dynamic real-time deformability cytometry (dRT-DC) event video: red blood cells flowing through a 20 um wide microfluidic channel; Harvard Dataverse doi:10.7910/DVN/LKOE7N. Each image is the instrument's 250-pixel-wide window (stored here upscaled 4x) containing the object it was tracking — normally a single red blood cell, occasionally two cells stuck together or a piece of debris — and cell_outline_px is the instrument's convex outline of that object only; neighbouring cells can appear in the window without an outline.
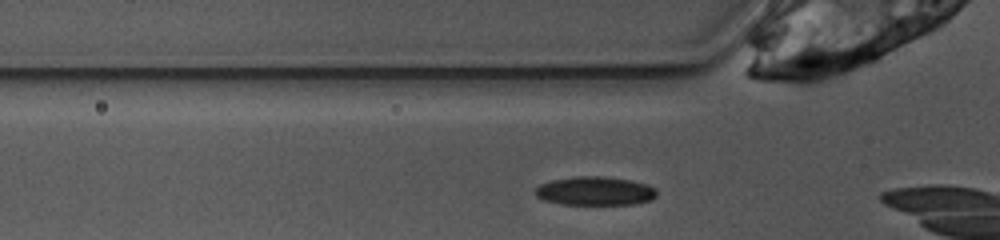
{"species": "common noctule bat (a hibernating species)", "species_latin": "Nyctalus noctula", "temperature_condition": "warm", "stored_images_in_passage": 25, "camera_frame_rate_fps": 3000, "um_per_image_px": 0.085, "animal": {"sex": "female", "body_mass_g": 10.0, "forearm_length_mm": 53.1}, "frame": {"image": 1, "passage_image": 2, "time_ms": 0.333, "image_size_px": [1000, 240], "cell_outline_px": [[656, 196], [652, 200], [636, 204], [560, 204], [544, 200], [536, 196], [536, 188], [540, 184], [552, 180], [576, 176], [600, 176], [632, 180], [648, 184], [656, 188]], "centroid_in_image_um": [50.61, 16.23], "position_along_channel_um": 75.2, "area_um2": 20.4}}
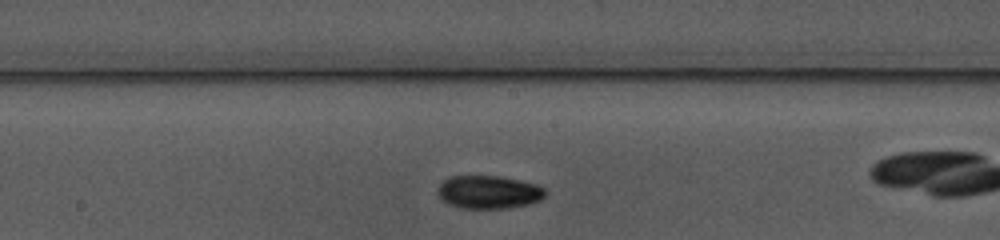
{"frame": {"image": 2, "passage_image": 12, "time_ms": 3.667, "image_size_px": [1000, 240], "cell_outline_px": [[548, 192], [540, 200], [528, 204], [508, 208], [460, 208], [448, 204], [440, 200], [436, 192], [440, 184], [448, 176], [500, 176], [520, 180], [536, 184], [544, 188]], "centroid_in_image_um": [41.51, 16.33], "position_along_channel_um": 206.7, "area_um2": 20.98}}
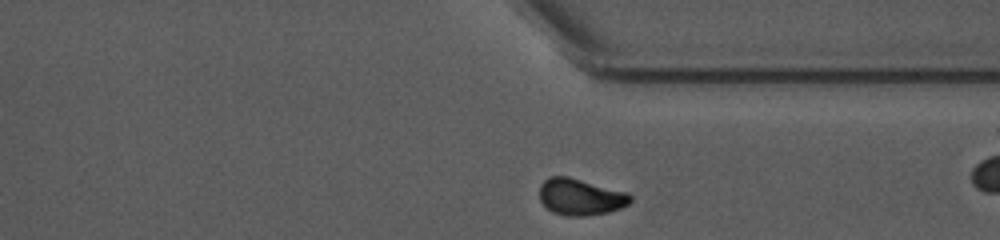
{"frame": {"image": 3, "passage_image": 24, "time_ms": 7.667, "image_size_px": [1000, 240], "cell_outline_px": [[632, 200], [628, 204], [620, 208], [608, 212], [584, 216], [564, 216], [552, 212], [540, 200], [540, 184], [548, 176], [568, 176], [628, 192], [632, 196]], "centroid_in_image_um": [49.34, 16.73], "position_along_channel_um": 362.1, "area_um2": 19.48}}